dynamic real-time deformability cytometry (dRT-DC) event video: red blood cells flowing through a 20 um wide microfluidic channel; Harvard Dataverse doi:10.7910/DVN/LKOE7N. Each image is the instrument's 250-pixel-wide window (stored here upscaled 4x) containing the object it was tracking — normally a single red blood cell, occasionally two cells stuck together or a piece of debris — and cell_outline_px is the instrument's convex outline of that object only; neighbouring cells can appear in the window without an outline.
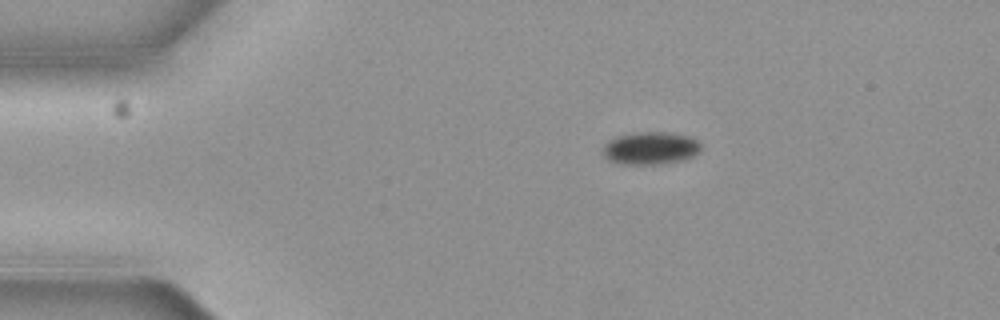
{"species": "common noctule bat (a hibernating species)", "species_latin": "Nyctalus noctula", "temperature_condition": "cold", "stored_images_in_passage": 3, "camera_frame_rate_fps": 3000, "um_per_image_px": 0.085, "animal": {"sex": "female", "body_mass_g": 19.3, "forearm_length_mm": 54.1}, "frame": {"image": 1, "passage_image": 3, "time_ms": 0.667, "image_size_px": [1000, 320], "cell_outline_px": [[700, 148], [692, 156], [684, 160], [656, 164], [620, 164], [608, 160], [604, 156], [604, 148], [616, 136], [636, 132], [668, 132], [688, 136], [696, 140], [700, 144]], "centroid_in_image_um": [55.29, 12.59], "position_along_channel_um": 29.7, "area_um2": 18.32}}